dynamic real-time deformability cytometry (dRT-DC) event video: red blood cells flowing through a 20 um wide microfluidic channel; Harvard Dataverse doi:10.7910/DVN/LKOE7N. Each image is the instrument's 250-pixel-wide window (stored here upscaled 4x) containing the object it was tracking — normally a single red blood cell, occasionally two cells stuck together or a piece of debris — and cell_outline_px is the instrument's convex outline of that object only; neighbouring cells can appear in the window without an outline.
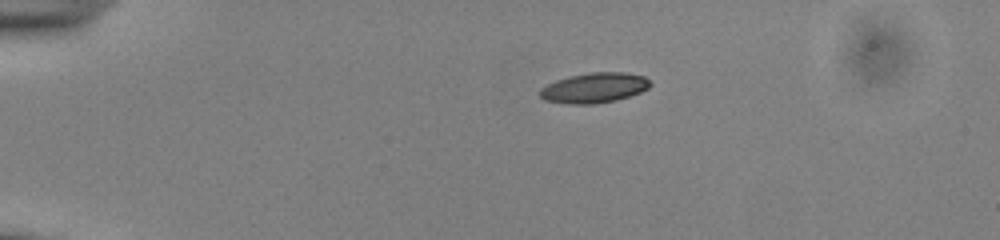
{"species": "common noctule bat (a hibernating species)", "species_latin": "Nyctalus noctula", "temperature_condition": "cold", "stored_images_in_passage": 43, "camera_frame_rate_fps": 3000, "um_per_image_px": 0.085, "animal": {"sex": "male", "body_mass_g": 13.0, "forearm_length_mm": 53.1}, "frame": {"image": 1, "passage_image": 1, "time_ms": 0.0, "image_size_px": [1000, 240], "cell_outline_px": [[652, 84], [648, 88], [640, 92], [616, 100], [592, 104], [568, 104], [544, 100], [540, 96], [540, 88], [556, 80], [568, 76], [592, 72], [624, 72], [644, 76]], "centroid_in_image_um": [50.5, 7.46], "position_along_channel_um": 34.5, "area_um2": 19.31}}
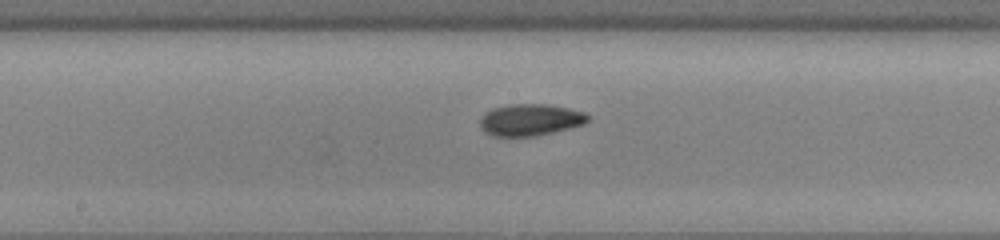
{"frame": {"image": 2, "passage_image": 19, "time_ms": 6.0, "image_size_px": [1000, 240], "cell_outline_px": [[592, 116], [584, 124], [536, 136], [492, 136], [484, 132], [480, 128], [480, 120], [492, 108], [512, 104], [548, 104], [568, 108], [584, 112]], "centroid_in_image_um": [45.09, 10.19], "position_along_channel_um": 203.1, "area_um2": 19.88}}
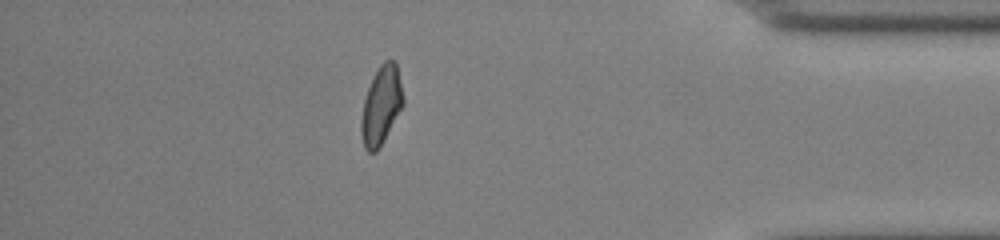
{"frame": {"image": 3, "passage_image": 37, "time_ms": 12.0, "image_size_px": [1000, 240], "cell_outline_px": [[404, 104], [384, 140], [376, 152], [368, 152], [364, 148], [360, 132], [360, 120], [364, 100], [372, 76], [380, 64], [384, 60], [392, 60], [396, 64], [404, 100]], "centroid_in_image_um": [32.38, 8.98], "position_along_channel_um": 402.8, "area_um2": 19.13}, "authors_computed_cell_mechanics": {"area_um2": 19.1896, "velocity_mm_per_s": 3.854, "shape_relaxation_time_tau1_ms": 6.2848, "shape_relaxation_time_tau2_ms": 2.7495, "deformation_change_tau1": 0.1488, "deformation_change_tau2": 0.081}}